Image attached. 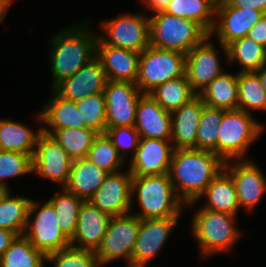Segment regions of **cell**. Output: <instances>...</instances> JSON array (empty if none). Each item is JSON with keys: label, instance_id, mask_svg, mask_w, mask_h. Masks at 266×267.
Listing matches in <instances>:
<instances>
[{"label": "cell", "instance_id": "obj_21", "mask_svg": "<svg viewBox=\"0 0 266 267\" xmlns=\"http://www.w3.org/2000/svg\"><path fill=\"white\" fill-rule=\"evenodd\" d=\"M111 216L96 208L90 201H84L78 216L75 235L71 246L96 252L99 248Z\"/></svg>", "mask_w": 266, "mask_h": 267}, {"label": "cell", "instance_id": "obj_48", "mask_svg": "<svg viewBox=\"0 0 266 267\" xmlns=\"http://www.w3.org/2000/svg\"><path fill=\"white\" fill-rule=\"evenodd\" d=\"M258 75L261 85L266 91V64H264L259 70L255 72Z\"/></svg>", "mask_w": 266, "mask_h": 267}, {"label": "cell", "instance_id": "obj_37", "mask_svg": "<svg viewBox=\"0 0 266 267\" xmlns=\"http://www.w3.org/2000/svg\"><path fill=\"white\" fill-rule=\"evenodd\" d=\"M86 158L108 173L119 172L126 162L105 133H99L95 137Z\"/></svg>", "mask_w": 266, "mask_h": 267}, {"label": "cell", "instance_id": "obj_38", "mask_svg": "<svg viewBox=\"0 0 266 267\" xmlns=\"http://www.w3.org/2000/svg\"><path fill=\"white\" fill-rule=\"evenodd\" d=\"M225 110L204 106L197 130V149L217 155L219 125Z\"/></svg>", "mask_w": 266, "mask_h": 267}, {"label": "cell", "instance_id": "obj_6", "mask_svg": "<svg viewBox=\"0 0 266 267\" xmlns=\"http://www.w3.org/2000/svg\"><path fill=\"white\" fill-rule=\"evenodd\" d=\"M150 45L187 54L209 34L195 21L166 12L149 16Z\"/></svg>", "mask_w": 266, "mask_h": 267}, {"label": "cell", "instance_id": "obj_41", "mask_svg": "<svg viewBox=\"0 0 266 267\" xmlns=\"http://www.w3.org/2000/svg\"><path fill=\"white\" fill-rule=\"evenodd\" d=\"M32 172V156L24 153L0 150V183L7 185V178H15Z\"/></svg>", "mask_w": 266, "mask_h": 267}, {"label": "cell", "instance_id": "obj_10", "mask_svg": "<svg viewBox=\"0 0 266 267\" xmlns=\"http://www.w3.org/2000/svg\"><path fill=\"white\" fill-rule=\"evenodd\" d=\"M106 37L98 38L106 45L130 49L141 53L150 46V20L142 14H124L101 22Z\"/></svg>", "mask_w": 266, "mask_h": 267}, {"label": "cell", "instance_id": "obj_32", "mask_svg": "<svg viewBox=\"0 0 266 267\" xmlns=\"http://www.w3.org/2000/svg\"><path fill=\"white\" fill-rule=\"evenodd\" d=\"M149 95L164 110L173 112L188 103L197 94L191 89L185 74L159 85Z\"/></svg>", "mask_w": 266, "mask_h": 267}, {"label": "cell", "instance_id": "obj_3", "mask_svg": "<svg viewBox=\"0 0 266 267\" xmlns=\"http://www.w3.org/2000/svg\"><path fill=\"white\" fill-rule=\"evenodd\" d=\"M137 194L140 219L179 217L185 203L177 196L168 173L151 176H133L131 198Z\"/></svg>", "mask_w": 266, "mask_h": 267}, {"label": "cell", "instance_id": "obj_26", "mask_svg": "<svg viewBox=\"0 0 266 267\" xmlns=\"http://www.w3.org/2000/svg\"><path fill=\"white\" fill-rule=\"evenodd\" d=\"M54 95L37 114L38 123H45L51 129L82 128V116L76 102Z\"/></svg>", "mask_w": 266, "mask_h": 267}, {"label": "cell", "instance_id": "obj_7", "mask_svg": "<svg viewBox=\"0 0 266 267\" xmlns=\"http://www.w3.org/2000/svg\"><path fill=\"white\" fill-rule=\"evenodd\" d=\"M186 55L149 46L140 53L136 85L149 94L159 85L185 75Z\"/></svg>", "mask_w": 266, "mask_h": 267}, {"label": "cell", "instance_id": "obj_46", "mask_svg": "<svg viewBox=\"0 0 266 267\" xmlns=\"http://www.w3.org/2000/svg\"><path fill=\"white\" fill-rule=\"evenodd\" d=\"M171 0H143L146 8L154 12V14L159 12H165L169 6Z\"/></svg>", "mask_w": 266, "mask_h": 267}, {"label": "cell", "instance_id": "obj_15", "mask_svg": "<svg viewBox=\"0 0 266 267\" xmlns=\"http://www.w3.org/2000/svg\"><path fill=\"white\" fill-rule=\"evenodd\" d=\"M132 174L127 172L109 173L104 183L89 200L96 208L111 217L130 213Z\"/></svg>", "mask_w": 266, "mask_h": 267}, {"label": "cell", "instance_id": "obj_39", "mask_svg": "<svg viewBox=\"0 0 266 267\" xmlns=\"http://www.w3.org/2000/svg\"><path fill=\"white\" fill-rule=\"evenodd\" d=\"M82 116V128H91L104 133L107 128L106 103L104 93H97L76 101Z\"/></svg>", "mask_w": 266, "mask_h": 267}, {"label": "cell", "instance_id": "obj_1", "mask_svg": "<svg viewBox=\"0 0 266 267\" xmlns=\"http://www.w3.org/2000/svg\"><path fill=\"white\" fill-rule=\"evenodd\" d=\"M224 167V161L211 151L175 149L169 177L177 196L185 206L194 204Z\"/></svg>", "mask_w": 266, "mask_h": 267}, {"label": "cell", "instance_id": "obj_9", "mask_svg": "<svg viewBox=\"0 0 266 267\" xmlns=\"http://www.w3.org/2000/svg\"><path fill=\"white\" fill-rule=\"evenodd\" d=\"M31 200L24 236L45 255L71 246L70 240L60 230L58 217L49 201L43 206ZM37 207H41L38 209ZM36 210L38 212L33 215ZM32 216V217H31ZM33 219V220H31Z\"/></svg>", "mask_w": 266, "mask_h": 267}, {"label": "cell", "instance_id": "obj_45", "mask_svg": "<svg viewBox=\"0 0 266 267\" xmlns=\"http://www.w3.org/2000/svg\"><path fill=\"white\" fill-rule=\"evenodd\" d=\"M17 236L15 232L0 228V259Z\"/></svg>", "mask_w": 266, "mask_h": 267}, {"label": "cell", "instance_id": "obj_20", "mask_svg": "<svg viewBox=\"0 0 266 267\" xmlns=\"http://www.w3.org/2000/svg\"><path fill=\"white\" fill-rule=\"evenodd\" d=\"M134 127L140 138L170 141L171 112L164 110L149 94H143L138 101Z\"/></svg>", "mask_w": 266, "mask_h": 267}, {"label": "cell", "instance_id": "obj_17", "mask_svg": "<svg viewBox=\"0 0 266 267\" xmlns=\"http://www.w3.org/2000/svg\"><path fill=\"white\" fill-rule=\"evenodd\" d=\"M207 36L186 54V69L191 89L198 95L216 77L224 73L217 50ZM209 41V42H208Z\"/></svg>", "mask_w": 266, "mask_h": 267}, {"label": "cell", "instance_id": "obj_33", "mask_svg": "<svg viewBox=\"0 0 266 267\" xmlns=\"http://www.w3.org/2000/svg\"><path fill=\"white\" fill-rule=\"evenodd\" d=\"M61 189L60 194H55L48 201L58 217L60 230L71 240L77 229L78 216L84 200L68 192L64 187Z\"/></svg>", "mask_w": 266, "mask_h": 267}, {"label": "cell", "instance_id": "obj_12", "mask_svg": "<svg viewBox=\"0 0 266 267\" xmlns=\"http://www.w3.org/2000/svg\"><path fill=\"white\" fill-rule=\"evenodd\" d=\"M72 161L49 134L41 132L32 157V172L64 187L69 179Z\"/></svg>", "mask_w": 266, "mask_h": 267}, {"label": "cell", "instance_id": "obj_47", "mask_svg": "<svg viewBox=\"0 0 266 267\" xmlns=\"http://www.w3.org/2000/svg\"><path fill=\"white\" fill-rule=\"evenodd\" d=\"M13 0H0V24L4 20L6 14H8V9Z\"/></svg>", "mask_w": 266, "mask_h": 267}, {"label": "cell", "instance_id": "obj_11", "mask_svg": "<svg viewBox=\"0 0 266 267\" xmlns=\"http://www.w3.org/2000/svg\"><path fill=\"white\" fill-rule=\"evenodd\" d=\"M103 93L107 128L134 126L138 101L143 95L136 83L108 80Z\"/></svg>", "mask_w": 266, "mask_h": 267}, {"label": "cell", "instance_id": "obj_43", "mask_svg": "<svg viewBox=\"0 0 266 267\" xmlns=\"http://www.w3.org/2000/svg\"><path fill=\"white\" fill-rule=\"evenodd\" d=\"M247 37L266 48V14L251 27Z\"/></svg>", "mask_w": 266, "mask_h": 267}, {"label": "cell", "instance_id": "obj_27", "mask_svg": "<svg viewBox=\"0 0 266 267\" xmlns=\"http://www.w3.org/2000/svg\"><path fill=\"white\" fill-rule=\"evenodd\" d=\"M198 95L206 106L223 110L238 109V73H222Z\"/></svg>", "mask_w": 266, "mask_h": 267}, {"label": "cell", "instance_id": "obj_2", "mask_svg": "<svg viewBox=\"0 0 266 267\" xmlns=\"http://www.w3.org/2000/svg\"><path fill=\"white\" fill-rule=\"evenodd\" d=\"M88 23L70 26L51 38L50 63L52 88L71 77L97 56L98 35L88 29Z\"/></svg>", "mask_w": 266, "mask_h": 267}, {"label": "cell", "instance_id": "obj_28", "mask_svg": "<svg viewBox=\"0 0 266 267\" xmlns=\"http://www.w3.org/2000/svg\"><path fill=\"white\" fill-rule=\"evenodd\" d=\"M41 132L42 128L35 133L23 123L0 119V150L24 153L33 157Z\"/></svg>", "mask_w": 266, "mask_h": 267}, {"label": "cell", "instance_id": "obj_5", "mask_svg": "<svg viewBox=\"0 0 266 267\" xmlns=\"http://www.w3.org/2000/svg\"><path fill=\"white\" fill-rule=\"evenodd\" d=\"M264 130L263 124L241 109L225 110L217 138V155L224 161L242 160Z\"/></svg>", "mask_w": 266, "mask_h": 267}, {"label": "cell", "instance_id": "obj_14", "mask_svg": "<svg viewBox=\"0 0 266 267\" xmlns=\"http://www.w3.org/2000/svg\"><path fill=\"white\" fill-rule=\"evenodd\" d=\"M179 217L141 219L131 267H145L161 250L178 224Z\"/></svg>", "mask_w": 266, "mask_h": 267}, {"label": "cell", "instance_id": "obj_42", "mask_svg": "<svg viewBox=\"0 0 266 267\" xmlns=\"http://www.w3.org/2000/svg\"><path fill=\"white\" fill-rule=\"evenodd\" d=\"M111 140L118 154L126 160V150H132L131 158L135 155L139 145L140 135L134 126H120L106 128L104 132Z\"/></svg>", "mask_w": 266, "mask_h": 267}, {"label": "cell", "instance_id": "obj_22", "mask_svg": "<svg viewBox=\"0 0 266 267\" xmlns=\"http://www.w3.org/2000/svg\"><path fill=\"white\" fill-rule=\"evenodd\" d=\"M96 57L102 62L107 80L136 83L139 73L140 53L106 45L98 38Z\"/></svg>", "mask_w": 266, "mask_h": 267}, {"label": "cell", "instance_id": "obj_50", "mask_svg": "<svg viewBox=\"0 0 266 267\" xmlns=\"http://www.w3.org/2000/svg\"><path fill=\"white\" fill-rule=\"evenodd\" d=\"M211 3H213L216 7L226 2V0H209Z\"/></svg>", "mask_w": 266, "mask_h": 267}, {"label": "cell", "instance_id": "obj_8", "mask_svg": "<svg viewBox=\"0 0 266 267\" xmlns=\"http://www.w3.org/2000/svg\"><path fill=\"white\" fill-rule=\"evenodd\" d=\"M140 221L133 213L111 217L102 242L95 252L100 267L116 259H123L125 267H131Z\"/></svg>", "mask_w": 266, "mask_h": 267}, {"label": "cell", "instance_id": "obj_36", "mask_svg": "<svg viewBox=\"0 0 266 267\" xmlns=\"http://www.w3.org/2000/svg\"><path fill=\"white\" fill-rule=\"evenodd\" d=\"M238 108L247 113L266 111V91L255 72H238Z\"/></svg>", "mask_w": 266, "mask_h": 267}, {"label": "cell", "instance_id": "obj_34", "mask_svg": "<svg viewBox=\"0 0 266 267\" xmlns=\"http://www.w3.org/2000/svg\"><path fill=\"white\" fill-rule=\"evenodd\" d=\"M46 255L20 235L15 238L0 259V267H45Z\"/></svg>", "mask_w": 266, "mask_h": 267}, {"label": "cell", "instance_id": "obj_49", "mask_svg": "<svg viewBox=\"0 0 266 267\" xmlns=\"http://www.w3.org/2000/svg\"><path fill=\"white\" fill-rule=\"evenodd\" d=\"M10 193L8 186L0 183V202Z\"/></svg>", "mask_w": 266, "mask_h": 267}, {"label": "cell", "instance_id": "obj_18", "mask_svg": "<svg viewBox=\"0 0 266 267\" xmlns=\"http://www.w3.org/2000/svg\"><path fill=\"white\" fill-rule=\"evenodd\" d=\"M107 81L102 62L95 57L74 75L57 83L52 90L58 96L76 102L87 96L103 93Z\"/></svg>", "mask_w": 266, "mask_h": 267}, {"label": "cell", "instance_id": "obj_16", "mask_svg": "<svg viewBox=\"0 0 266 267\" xmlns=\"http://www.w3.org/2000/svg\"><path fill=\"white\" fill-rule=\"evenodd\" d=\"M264 14L260 10L235 7L224 2L216 7L215 24L209 35L216 34L219 44L227 46L234 40L247 37L248 31Z\"/></svg>", "mask_w": 266, "mask_h": 267}, {"label": "cell", "instance_id": "obj_19", "mask_svg": "<svg viewBox=\"0 0 266 267\" xmlns=\"http://www.w3.org/2000/svg\"><path fill=\"white\" fill-rule=\"evenodd\" d=\"M173 146L170 141L140 138L128 170L132 176L161 175L169 172Z\"/></svg>", "mask_w": 266, "mask_h": 267}, {"label": "cell", "instance_id": "obj_44", "mask_svg": "<svg viewBox=\"0 0 266 267\" xmlns=\"http://www.w3.org/2000/svg\"><path fill=\"white\" fill-rule=\"evenodd\" d=\"M226 3L231 6L256 9L266 14V0H226Z\"/></svg>", "mask_w": 266, "mask_h": 267}, {"label": "cell", "instance_id": "obj_25", "mask_svg": "<svg viewBox=\"0 0 266 267\" xmlns=\"http://www.w3.org/2000/svg\"><path fill=\"white\" fill-rule=\"evenodd\" d=\"M203 196L207 198V201L202 208L237 215L240 205L235 184L224 169L211 181L197 200Z\"/></svg>", "mask_w": 266, "mask_h": 267}, {"label": "cell", "instance_id": "obj_31", "mask_svg": "<svg viewBox=\"0 0 266 267\" xmlns=\"http://www.w3.org/2000/svg\"><path fill=\"white\" fill-rule=\"evenodd\" d=\"M165 12L197 22L208 34L215 24L216 6L209 0H171Z\"/></svg>", "mask_w": 266, "mask_h": 267}, {"label": "cell", "instance_id": "obj_24", "mask_svg": "<svg viewBox=\"0 0 266 267\" xmlns=\"http://www.w3.org/2000/svg\"><path fill=\"white\" fill-rule=\"evenodd\" d=\"M109 173L97 167L87 158L72 161L69 179L64 188L78 198L89 201L104 183Z\"/></svg>", "mask_w": 266, "mask_h": 267}, {"label": "cell", "instance_id": "obj_13", "mask_svg": "<svg viewBox=\"0 0 266 267\" xmlns=\"http://www.w3.org/2000/svg\"><path fill=\"white\" fill-rule=\"evenodd\" d=\"M223 169L234 181L240 207L247 211L254 209L266 193V178L262 170L247 158L224 162Z\"/></svg>", "mask_w": 266, "mask_h": 267}, {"label": "cell", "instance_id": "obj_29", "mask_svg": "<svg viewBox=\"0 0 266 267\" xmlns=\"http://www.w3.org/2000/svg\"><path fill=\"white\" fill-rule=\"evenodd\" d=\"M220 47L228 62L239 63L242 67L239 72H256L266 64V48L248 37Z\"/></svg>", "mask_w": 266, "mask_h": 267}, {"label": "cell", "instance_id": "obj_23", "mask_svg": "<svg viewBox=\"0 0 266 267\" xmlns=\"http://www.w3.org/2000/svg\"><path fill=\"white\" fill-rule=\"evenodd\" d=\"M202 98L196 95L188 103L171 112L173 149H197V130L203 111Z\"/></svg>", "mask_w": 266, "mask_h": 267}, {"label": "cell", "instance_id": "obj_35", "mask_svg": "<svg viewBox=\"0 0 266 267\" xmlns=\"http://www.w3.org/2000/svg\"><path fill=\"white\" fill-rule=\"evenodd\" d=\"M31 199L25 196H12L9 193L0 202V228L23 235L28 218Z\"/></svg>", "mask_w": 266, "mask_h": 267}, {"label": "cell", "instance_id": "obj_4", "mask_svg": "<svg viewBox=\"0 0 266 267\" xmlns=\"http://www.w3.org/2000/svg\"><path fill=\"white\" fill-rule=\"evenodd\" d=\"M236 215L200 208L191 219V228L199 247L201 258L215 253L229 252L241 232L234 226Z\"/></svg>", "mask_w": 266, "mask_h": 267}, {"label": "cell", "instance_id": "obj_40", "mask_svg": "<svg viewBox=\"0 0 266 267\" xmlns=\"http://www.w3.org/2000/svg\"><path fill=\"white\" fill-rule=\"evenodd\" d=\"M46 261L53 262V267H100L94 251L72 246L47 254Z\"/></svg>", "mask_w": 266, "mask_h": 267}, {"label": "cell", "instance_id": "obj_30", "mask_svg": "<svg viewBox=\"0 0 266 267\" xmlns=\"http://www.w3.org/2000/svg\"><path fill=\"white\" fill-rule=\"evenodd\" d=\"M42 132L49 134L74 160L86 158L95 137L99 134L91 128L48 129L41 127Z\"/></svg>", "mask_w": 266, "mask_h": 267}]
</instances>
